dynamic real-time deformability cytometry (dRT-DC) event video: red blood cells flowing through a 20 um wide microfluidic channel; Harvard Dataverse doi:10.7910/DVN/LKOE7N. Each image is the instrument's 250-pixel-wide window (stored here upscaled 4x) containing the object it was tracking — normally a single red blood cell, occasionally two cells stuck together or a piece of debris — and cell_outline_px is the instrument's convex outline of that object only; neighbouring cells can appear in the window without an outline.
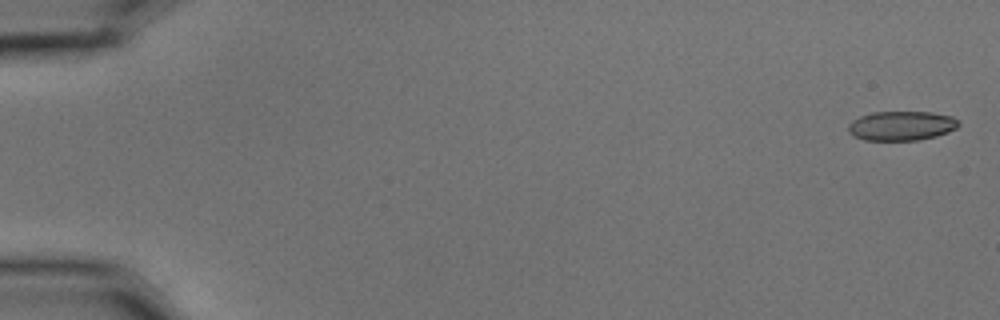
{"species": "common noctule bat (a hibernating species)", "species_latin": "Nyctalus noctula", "temperature_condition": "cold", "stored_images_in_passage": 5, "camera_frame_rate_fps": 3000, "um_per_image_px": 0.085, "animal": {"sex": "male", "body_mass_g": 15.6}, "frame": {"image": 1, "passage_image": 1, "time_ms": 0.0, "image_size_px": [1000, 320], "cell_outline_px": [[960, 124], [956, 128], [948, 132], [936, 136], [916, 140], [864, 140], [852, 136], [848, 132], [848, 124], [852, 120], [860, 116], [872, 112], [932, 112], [952, 116], [960, 120]], "centroid_in_image_um": [76.62, 10.69], "position_along_channel_um": 8.4, "area_um2": 19.07}}
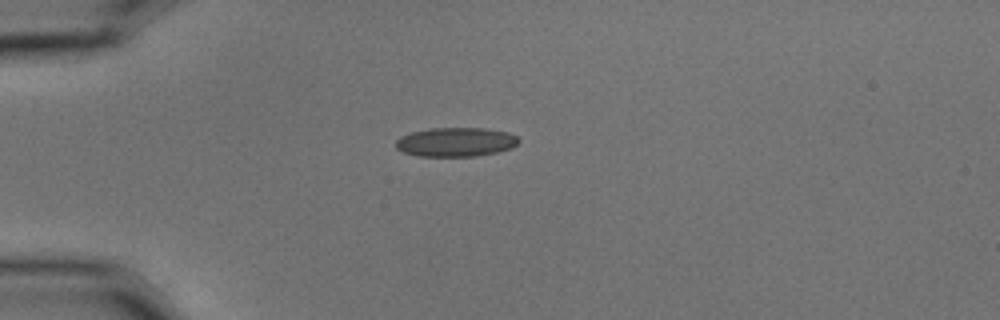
{"frame": {"image": 2, "passage_image": 5, "time_ms": 1.333, "image_size_px": [1000, 320], "cell_outline_px": [[520, 140], [512, 148], [496, 152], [476, 156], [416, 156], [404, 152], [396, 148], [396, 140], [400, 136], [412, 132], [428, 128], [484, 128], [508, 132], [516, 136]], "centroid_in_image_um": [38.73, 12.07], "position_along_channel_um": 46.3, "area_um2": 20.87}}